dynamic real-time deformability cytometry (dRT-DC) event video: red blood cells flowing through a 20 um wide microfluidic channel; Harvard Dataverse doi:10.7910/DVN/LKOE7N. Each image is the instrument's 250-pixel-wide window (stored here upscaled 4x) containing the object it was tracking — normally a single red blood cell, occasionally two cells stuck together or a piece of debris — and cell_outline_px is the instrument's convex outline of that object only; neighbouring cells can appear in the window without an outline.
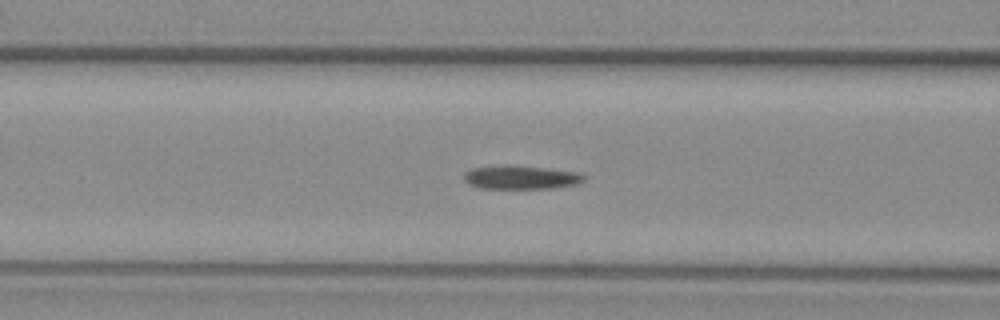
{"species": "common noctule bat (a hibernating species)", "species_latin": "Nyctalus noctula", "temperature_condition": "warm", "stored_images_in_passage": 46, "camera_frame_rate_fps": 3000, "um_per_image_px": 0.085, "animal": {"sex": "female", "body_mass_g": 29.2, "forearm_length_mm": 56.3}, "frame": {"image": 1, "passage_image": 11, "time_ms": 3.333, "image_size_px": [1000, 320], "cell_outline_px": [[580, 180], [568, 184], [536, 188], [492, 188], [476, 184], [468, 180], [468, 172], [480, 168], [532, 168], [564, 172], [580, 176]], "centroid_in_image_um": [44.21, 15.12], "position_along_channel_um": 122.4, "area_um2": 13.29}}
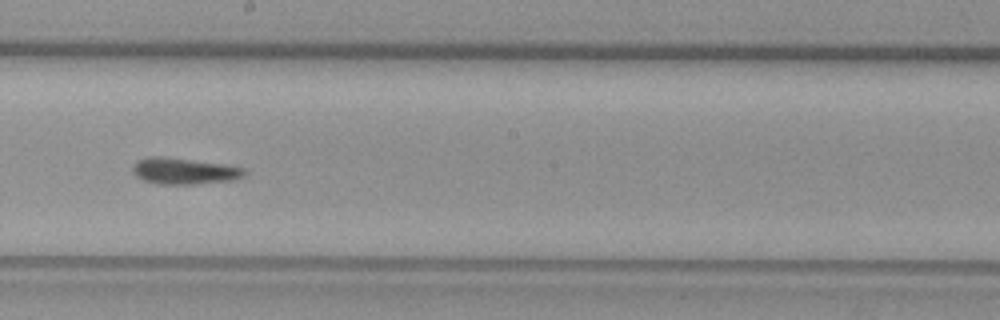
{"frame": {"image": 2, "passage_image": 20, "time_ms": 6.333, "image_size_px": [1000, 320], "cell_outline_px": [[240, 172], [236, 176], [208, 180], [148, 180], [140, 176], [136, 172], [136, 164], [140, 160], [180, 160], [236, 168]], "centroid_in_image_um": [15.5, 14.5], "position_along_channel_um": 232.7, "area_um2": 12.2}}
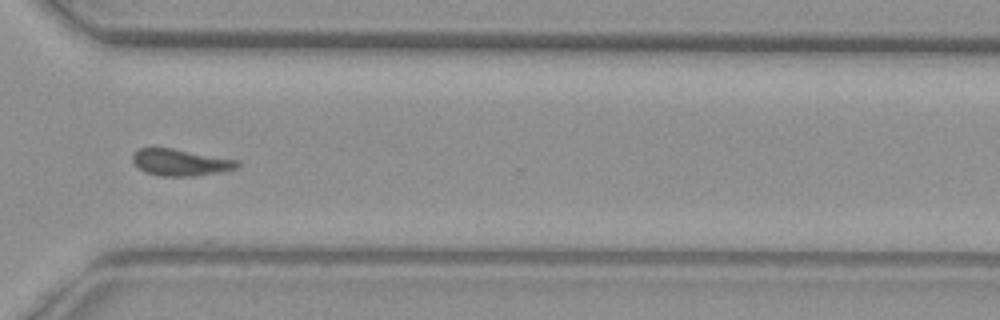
{"frame": {"image": 3, "passage_image": 30, "time_ms": 9.667, "image_size_px": [1000, 320], "cell_outline_px": [[236, 164], [232, 168], [208, 172], [176, 176], [172, 176], [148, 172], [140, 168], [136, 164], [136, 152], [140, 148], [168, 148], [232, 160]], "centroid_in_image_um": [15.2, 13.77], "position_along_channel_um": 355.4, "area_um2": 14.22}, "authors_computed_cell_mechanics": {"area_um2": 13.0628, "velocity_mm_per_s": 3.6854, "shape_relaxation_time_tau1_ms": null, "shape_relaxation_time_tau2_ms": 5.1801, "deformation_change_tau1": null, "deformation_change_tau2": 0.1565}}